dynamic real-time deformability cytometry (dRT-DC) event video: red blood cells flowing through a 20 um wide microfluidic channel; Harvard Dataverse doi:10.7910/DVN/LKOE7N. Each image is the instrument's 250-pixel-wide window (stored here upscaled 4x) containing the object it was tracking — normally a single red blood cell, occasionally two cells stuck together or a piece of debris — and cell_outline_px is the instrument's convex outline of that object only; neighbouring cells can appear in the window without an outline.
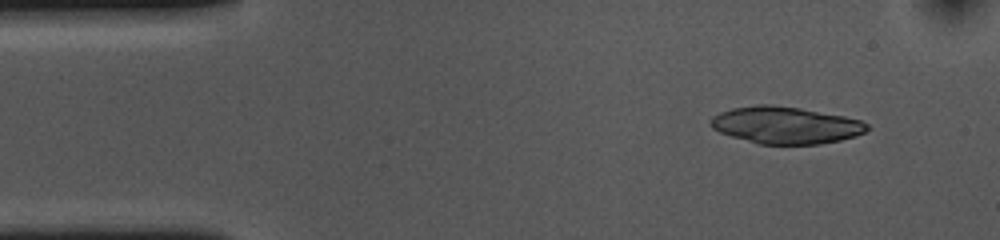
{"species": "common noctule bat (a hibernating species)", "species_latin": "Nyctalus noctula", "temperature_condition": "cold", "stored_images_in_passage": 49, "camera_frame_rate_fps": 3000, "um_per_image_px": 0.085, "animal": {"sex": "female", "body_mass_g": 10.0, "forearm_length_mm": 53.1}, "frame": {"image": 1, "passage_image": 1, "time_ms": 0.0, "image_size_px": [1000, 240], "cell_outline_px": [[868, 128], [864, 132], [856, 136], [840, 140], [820, 144], [756, 144], [720, 132], [712, 128], [708, 124], [708, 120], [712, 116], [720, 112], [732, 108], [756, 104], [772, 104], [800, 108], [844, 116], [860, 120], [868, 124]], "centroid_in_image_um": [66.73, 10.63], "position_along_channel_um": 18.3, "area_um2": 33.93}}